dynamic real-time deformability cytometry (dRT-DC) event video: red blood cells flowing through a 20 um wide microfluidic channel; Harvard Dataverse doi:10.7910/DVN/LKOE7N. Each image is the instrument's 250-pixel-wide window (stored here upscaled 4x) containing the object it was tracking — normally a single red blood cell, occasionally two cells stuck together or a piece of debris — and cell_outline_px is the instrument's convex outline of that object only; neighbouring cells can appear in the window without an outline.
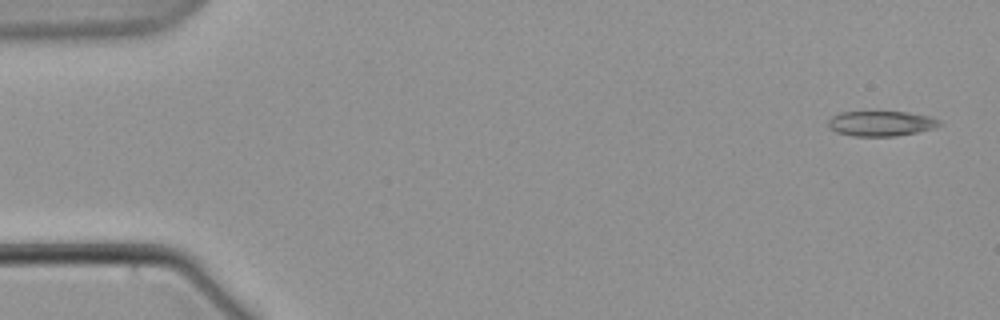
{"species": "common noctule bat (a hibernating species)", "species_latin": "Nyctalus noctula", "temperature_condition": "warm", "stored_images_in_passage": 7, "camera_frame_rate_fps": 3000, "um_per_image_px": 0.085, "animal": {"sex": "male", "body_mass_g": 21.5, "forearm_length_mm": 52.0}, "frame": {"image": 1, "passage_image": 1, "time_ms": 0.0, "image_size_px": [1000, 320], "cell_outline_px": [[944, 124], [936, 128], [896, 136], [852, 136], [836, 132], [828, 128], [828, 120], [832, 116], [840, 112], [908, 112], [928, 116], [940, 120]], "centroid_in_image_um": [74.89, 10.5], "position_along_channel_um": 10.1, "area_um2": 16.42}}
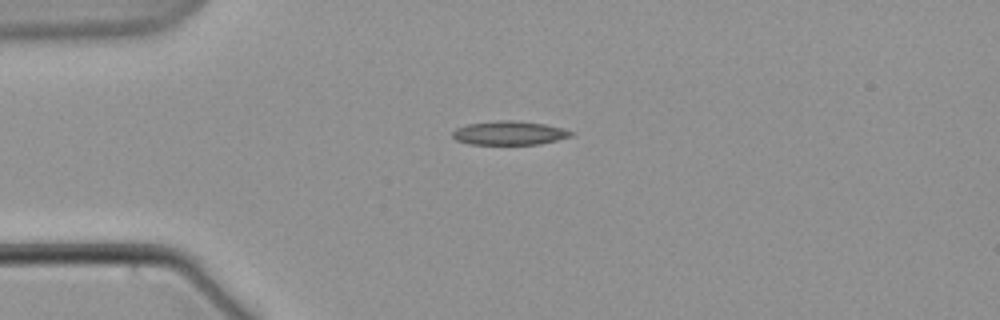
{"frame": {"image": 2, "passage_image": 5, "time_ms": 4.667, "image_size_px": [1000, 320], "cell_outline_px": [[576, 132], [572, 136], [540, 144], [468, 144], [456, 140], [452, 136], [452, 132], [456, 128], [468, 124], [496, 120], [516, 120], [544, 124], [564, 128]], "centroid_in_image_um": [43.31, 11.3], "position_along_channel_um": 41.7, "area_um2": 16.59}}
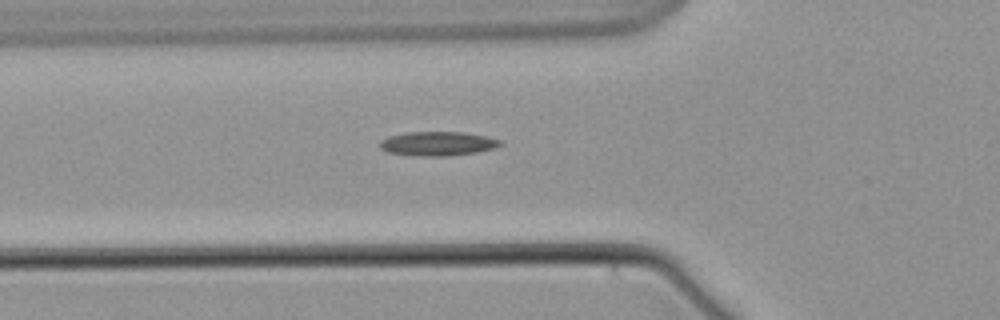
{"frame": {"image": 3, "passage_image": 7, "time_ms": 7.0, "image_size_px": [1000, 320], "cell_outline_px": [[504, 144], [492, 148], [476, 152], [448, 156], [416, 156], [388, 152], [380, 148], [380, 140], [388, 136], [404, 132], [464, 132], [488, 136], [500, 140]], "centroid_in_image_um": [37.19, 12.2], "position_along_channel_um": 88.6, "area_um2": 17.05}}